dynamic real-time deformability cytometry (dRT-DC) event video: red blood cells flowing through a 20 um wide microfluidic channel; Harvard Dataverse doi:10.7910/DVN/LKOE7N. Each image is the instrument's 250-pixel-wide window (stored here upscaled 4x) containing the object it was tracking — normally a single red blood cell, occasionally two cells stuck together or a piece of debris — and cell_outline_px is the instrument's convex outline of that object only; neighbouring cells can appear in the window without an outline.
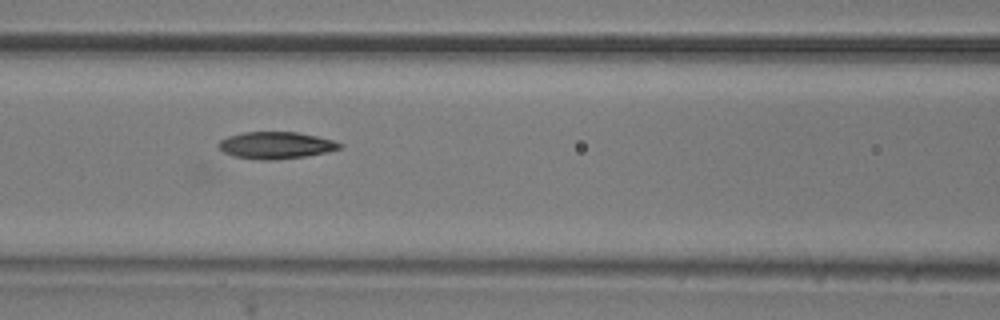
{"species": "common noctule bat (a hibernating species)", "species_latin": "Nyctalus noctula", "temperature_condition": "room temperature", "stored_images_in_passage": 12, "camera_frame_rate_fps": 3000, "um_per_image_px": 0.085, "animal": {"sex": "male", "body_mass_g": 20.5, "forearm_length_mm": 52.5}, "frame": {"image": 1, "passage_image": 9, "time_ms": 2.667, "image_size_px": [1000, 320], "cell_outline_px": [[344, 144], [340, 148], [328, 152], [304, 156], [272, 160], [264, 160], [232, 156], [224, 152], [216, 144], [220, 140], [228, 136], [244, 132], [296, 132], [316, 136], [332, 140]], "centroid_in_image_um": [23.43, 12.34], "position_along_channel_um": 143.2, "area_um2": 18.9}}
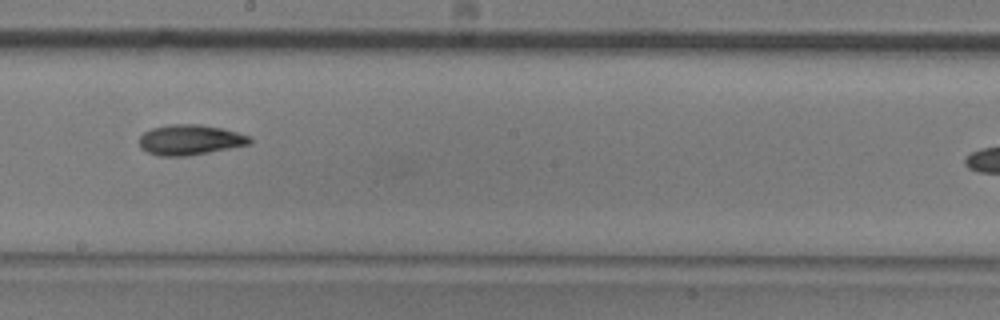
{"frame": {"image": 2, "passage_image": 11, "time_ms": 3.333, "image_size_px": [1000, 320], "cell_outline_px": [[252, 144], [188, 156], [160, 156], [148, 152], [140, 148], [140, 136], [144, 132], [152, 128], [168, 124], [200, 124], [224, 128], [252, 136]], "centroid_in_image_um": [16.2, 11.88], "position_along_channel_um": 232.0, "area_um2": 19.77}}